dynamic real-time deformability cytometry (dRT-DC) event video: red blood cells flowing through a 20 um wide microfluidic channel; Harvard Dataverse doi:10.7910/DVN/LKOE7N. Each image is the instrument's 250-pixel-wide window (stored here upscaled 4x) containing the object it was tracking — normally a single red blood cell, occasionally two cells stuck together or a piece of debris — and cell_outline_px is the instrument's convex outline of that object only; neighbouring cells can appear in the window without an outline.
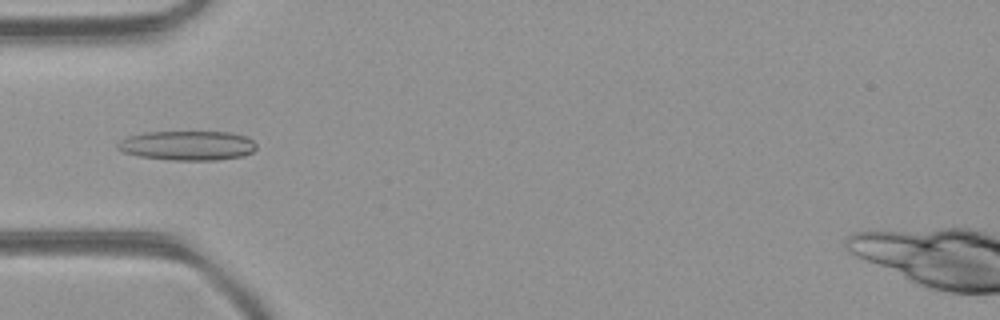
{"species": "common noctule bat (a hibernating species)", "species_latin": "Nyctalus noctula", "temperature_condition": "room temperature", "stored_images_in_passage": 36, "camera_frame_rate_fps": 3000, "um_per_image_px": 0.085, "animal": {"sex": "female", "body_mass_g": 21.9}, "frame": {"image": 1, "passage_image": 7, "time_ms": 2.0, "image_size_px": [1000, 320], "cell_outline_px": [[256, 148], [252, 152], [244, 156], [216, 160], [172, 160], [140, 156], [124, 152], [116, 148], [116, 144], [120, 140], [128, 136], [144, 132], [232, 132], [244, 136], [252, 140], [256, 144]], "centroid_in_image_um": [15.93, 12.37], "position_along_channel_um": 69.1, "area_um2": 23.87}}
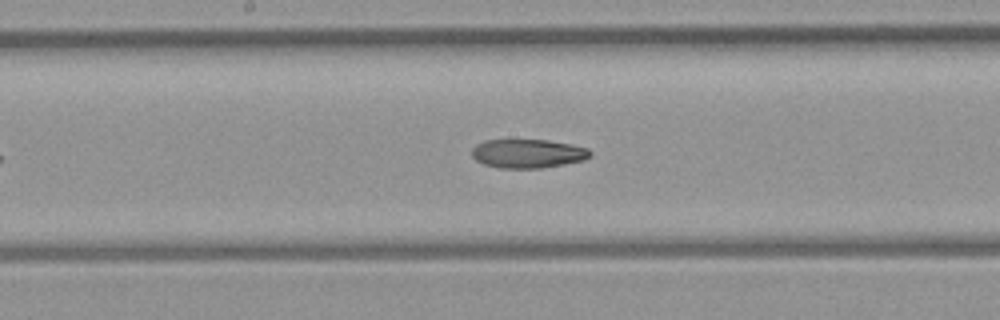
{"frame": {"image": 2, "passage_image": 16, "time_ms": 5.0, "image_size_px": [1000, 320], "cell_outline_px": [[592, 156], [584, 160], [564, 164], [540, 168], [500, 168], [484, 164], [476, 160], [472, 156], [472, 148], [476, 144], [484, 140], [548, 140], [572, 144], [588, 148], [592, 152]], "centroid_in_image_um": [44.88, 13.05], "position_along_channel_um": 203.3, "area_um2": 20.0}}
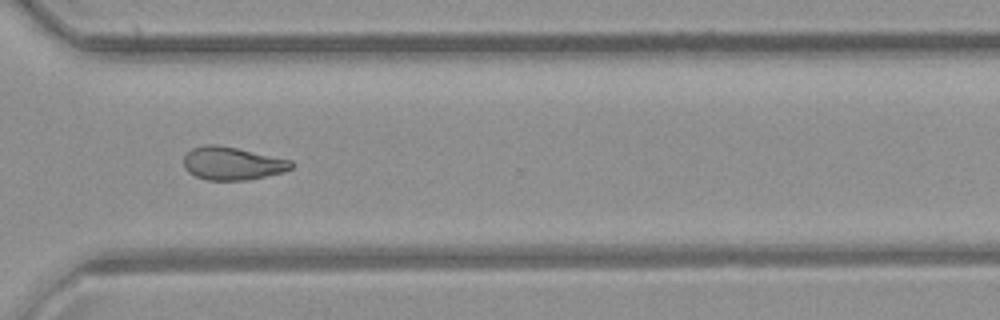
{"frame": {"image": 3, "passage_image": 26, "time_ms": 8.333, "image_size_px": [1000, 320], "cell_outline_px": [[296, 164], [292, 168], [280, 172], [248, 180], [208, 180], [196, 176], [188, 172], [184, 168], [184, 156], [192, 148], [204, 144], [216, 144], [236, 148], [292, 160]], "centroid_in_image_um": [19.73, 13.88], "position_along_channel_um": 350.9, "area_um2": 20.63}, "authors_computed_cell_mechanics": {"area_um2": 20.9525, "velocity_mm_per_s": 4.4345, "shape_relaxation_time_tau1_ms": null, "shape_relaxation_time_tau2_ms": 6.1439, "deformation_change_tau1": null, "deformation_change_tau2": 0.1506}}